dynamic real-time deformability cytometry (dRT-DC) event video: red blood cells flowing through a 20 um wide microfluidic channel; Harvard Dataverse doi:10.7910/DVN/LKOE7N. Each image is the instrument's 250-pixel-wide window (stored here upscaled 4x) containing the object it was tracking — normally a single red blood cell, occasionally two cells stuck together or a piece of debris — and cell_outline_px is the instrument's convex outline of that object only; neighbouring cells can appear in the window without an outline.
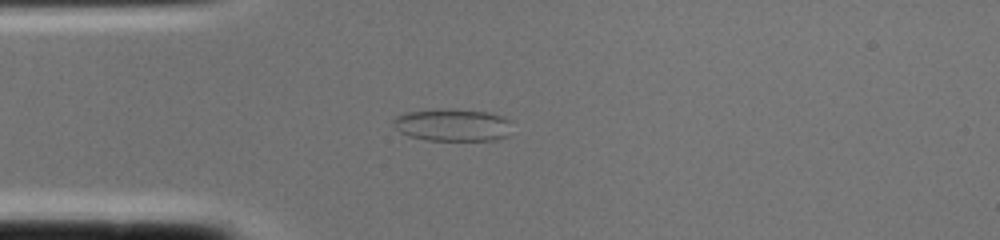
{"species": "common noctule bat (a hibernating species)", "species_latin": "Nyctalus noctula", "temperature_condition": "cold", "stored_images_in_passage": 2, "camera_frame_rate_fps": 3000, "um_per_image_px": 0.085, "animal": {"sex": "female", "body_mass_g": 22.0, "forearm_length_mm": 56.7}, "frame": {"image": 1, "passage_image": 1, "time_ms": 0.0, "image_size_px": [1000, 240], "cell_outline_px": [[508, 136], [496, 140], [428, 140], [408, 136], [400, 132], [396, 128], [392, 120], [396, 116], [404, 112], [488, 112], [500, 116], [508, 120]], "centroid_in_image_um": [38.44, 10.69], "position_along_channel_um": 46.6, "area_um2": 21.1}}